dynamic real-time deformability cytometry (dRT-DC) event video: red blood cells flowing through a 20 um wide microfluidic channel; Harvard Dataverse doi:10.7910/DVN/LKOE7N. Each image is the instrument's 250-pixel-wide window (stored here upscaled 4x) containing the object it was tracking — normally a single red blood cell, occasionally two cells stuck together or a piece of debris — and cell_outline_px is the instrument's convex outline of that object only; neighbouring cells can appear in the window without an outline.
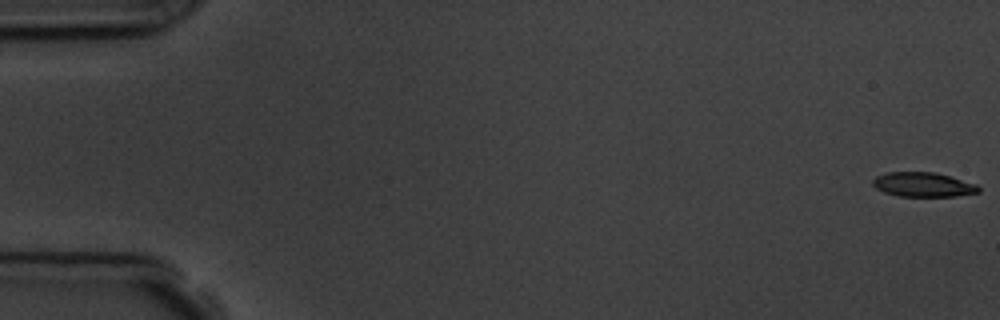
{"species": "common noctule bat (a hibernating species)", "species_latin": "Nyctalus noctula", "temperature_condition": "room temperature", "stored_images_in_passage": 5, "camera_frame_rate_fps": 3000, "um_per_image_px": 0.085, "animal": {"sex": "male", "body_mass_g": 19.5, "forearm_length_mm": 54.6}, "frame": {"image": 1, "passage_image": 1, "time_ms": 0.0, "image_size_px": [1000, 320], "cell_outline_px": [[980, 192], [956, 196], [900, 196], [884, 192], [876, 188], [872, 184], [872, 180], [876, 176], [884, 172], [936, 172], [976, 184], [980, 188]], "centroid_in_image_um": [78.45, 15.68], "position_along_channel_um": 6.6, "area_um2": 15.09}}
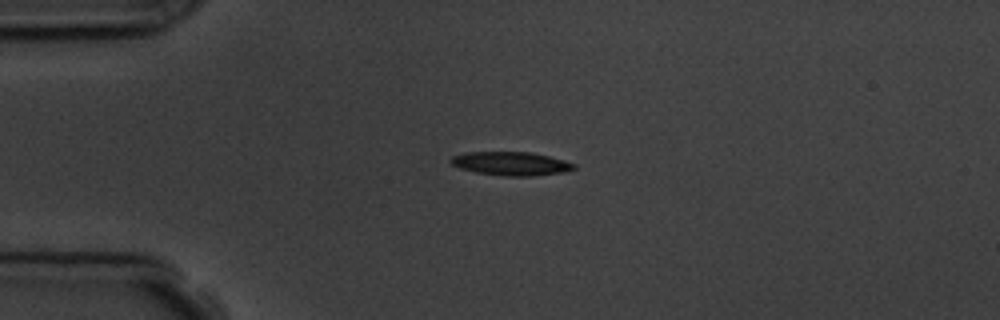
{"frame": {"image": 2, "passage_image": 4, "time_ms": 4.333, "image_size_px": [1000, 320], "cell_outline_px": [[576, 168], [560, 172], [532, 176], [508, 176], [476, 172], [460, 168], [452, 164], [448, 160], [452, 156], [464, 152], [528, 152], [548, 156], [564, 160], [576, 164]], "centroid_in_image_um": [43.4, 13.89], "position_along_channel_um": 41.6, "area_um2": 16.76}}